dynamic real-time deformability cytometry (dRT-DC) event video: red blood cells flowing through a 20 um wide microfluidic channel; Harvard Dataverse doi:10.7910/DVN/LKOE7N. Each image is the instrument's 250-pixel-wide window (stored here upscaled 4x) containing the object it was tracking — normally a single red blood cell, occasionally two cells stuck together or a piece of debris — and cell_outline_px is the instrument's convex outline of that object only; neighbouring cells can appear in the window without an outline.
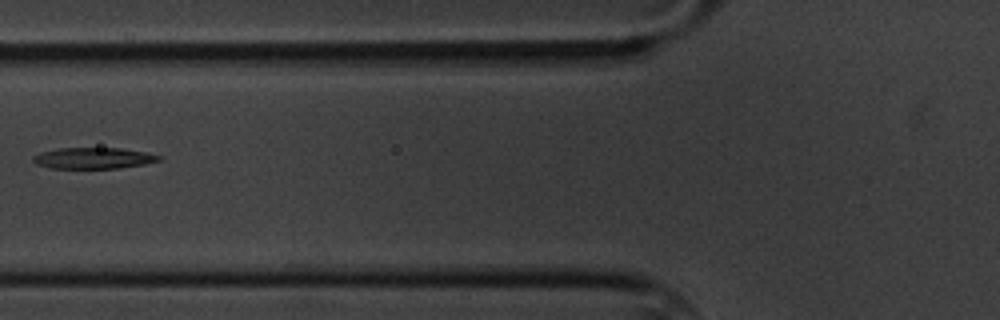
{"species": "common noctule bat (a hibernating species)", "species_latin": "Nyctalus noctula", "temperature_condition": "cold", "stored_images_in_passage": 5, "camera_frame_rate_fps": 3000, "um_per_image_px": 0.085, "animal": {"sex": "male", "body_mass_g": 20.1, "forearm_length_mm": 53.5}, "frame": {"image": 1, "passage_image": 2, "time_ms": 1.333, "image_size_px": [1000, 320], "cell_outline_px": [[160, 160], [144, 164], [120, 168], [52, 168], [36, 164], [32, 160], [32, 156], [40, 152], [60, 148], [120, 148], [148, 152], [160, 156]], "centroid_in_image_um": [7.93, 13.44], "position_along_channel_um": 117.9, "area_um2": 15.49}}
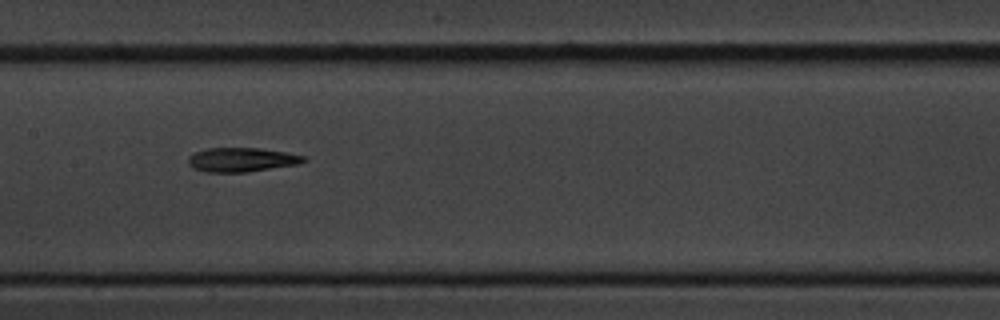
{"frame": {"image": 2, "passage_image": 4, "time_ms": 3.333, "image_size_px": [1000, 320], "cell_outline_px": [[304, 160], [296, 164], [248, 172], [204, 172], [192, 168], [188, 164], [188, 156], [196, 152], [208, 148], [260, 148], [284, 152], [304, 156]], "centroid_in_image_um": [20.45, 13.58], "position_along_channel_um": 186.9, "area_um2": 16.07}}
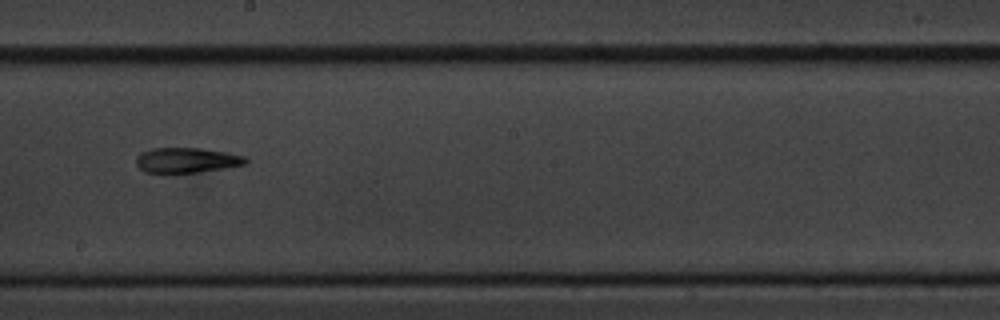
{"frame": {"image": 3, "passage_image": 5, "time_ms": 4.667, "image_size_px": [1000, 320], "cell_outline_px": [[248, 160], [244, 164], [224, 168], [196, 172], [144, 172], [136, 164], [136, 156], [140, 152], [152, 148], [200, 148], [228, 152], [244, 156]], "centroid_in_image_um": [15.84, 13.6], "position_along_channel_um": 232.4, "area_um2": 15.9}}